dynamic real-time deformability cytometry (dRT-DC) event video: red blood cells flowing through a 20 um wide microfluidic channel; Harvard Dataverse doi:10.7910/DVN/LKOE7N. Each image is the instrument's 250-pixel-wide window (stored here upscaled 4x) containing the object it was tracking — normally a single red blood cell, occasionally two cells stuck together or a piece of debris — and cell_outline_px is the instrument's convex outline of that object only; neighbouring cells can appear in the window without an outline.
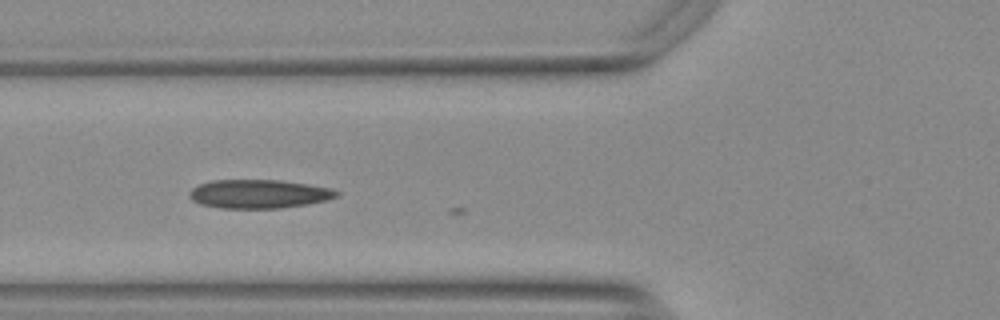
{"species": "Egyptian fruit bat (a non-hibernating species)", "species_latin": "Rousettus aegyptiacus", "temperature_condition": "warm", "stored_images_in_passage": 5, "camera_frame_rate_fps": 3000, "um_per_image_px": 0.085, "animal": {"sex": "female"}, "frame": {"image": 1, "passage_image": 3, "time_ms": 0.667, "image_size_px": [1000, 320], "cell_outline_px": [[340, 196], [308, 204], [280, 208], [220, 208], [200, 204], [192, 200], [188, 196], [188, 192], [192, 188], [200, 184], [212, 180], [280, 180], [308, 184], [332, 188], [340, 192]], "centroid_in_image_um": [22.0, 16.48], "position_along_channel_um": 103.8, "area_um2": 24.74}}